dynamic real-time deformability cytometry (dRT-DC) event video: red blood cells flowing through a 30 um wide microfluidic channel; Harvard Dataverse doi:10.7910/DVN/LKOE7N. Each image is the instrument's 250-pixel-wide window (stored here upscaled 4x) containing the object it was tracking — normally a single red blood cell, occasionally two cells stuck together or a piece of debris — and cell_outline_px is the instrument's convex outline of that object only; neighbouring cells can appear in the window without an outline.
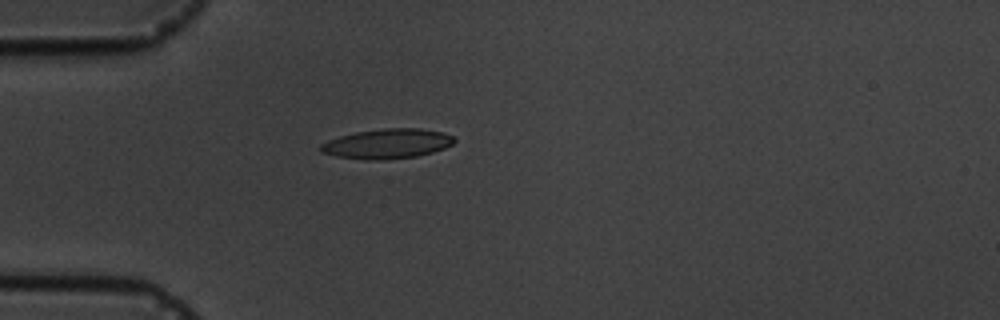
{"species": "common noctule bat (a hibernating species)", "species_latin": "Nyctalus noctula", "temperature_condition": "cold", "stored_images_in_passage": 1, "camera_frame_rate_fps": 3000, "um_per_image_px": 0.085, "animal": {"sex": "male", "body_mass_g": 19.5, "forearm_length_mm": 54.6}, "frame": {"image": 1, "passage_image": 1, "time_ms": 0.0, "image_size_px": [1000, 320], "cell_outline_px": [[456, 140], [452, 144], [444, 148], [432, 152], [416, 156], [380, 160], [364, 160], [336, 156], [320, 152], [320, 144], [328, 140], [340, 136], [356, 132], [384, 128], [420, 128], [444, 132], [452, 136]], "centroid_in_image_um": [32.9, 12.21], "position_along_channel_um": 52.1, "area_um2": 23.18}}